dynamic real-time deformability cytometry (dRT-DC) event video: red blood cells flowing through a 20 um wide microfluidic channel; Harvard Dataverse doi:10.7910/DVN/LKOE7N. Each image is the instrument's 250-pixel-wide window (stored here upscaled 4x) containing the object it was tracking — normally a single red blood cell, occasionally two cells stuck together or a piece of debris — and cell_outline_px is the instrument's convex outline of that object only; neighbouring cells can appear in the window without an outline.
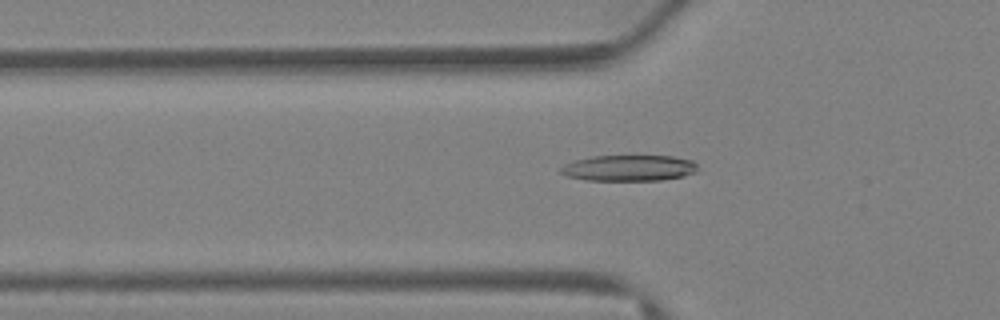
{"species": "Egyptian fruit bat (a non-hibernating species)", "species_latin": "Rousettus aegyptiacus", "temperature_condition": "warm", "stored_images_in_passage": 39, "camera_frame_rate_fps": 3000, "um_per_image_px": 0.085, "animal": {"sex": "female"}, "frame": {"image": 1, "passage_image": 14, "time_ms": 4.333, "image_size_px": [1000, 320], "cell_outline_px": [[696, 172], [684, 176], [660, 180], [588, 180], [568, 176], [560, 172], [560, 168], [564, 164], [576, 160], [592, 156], [672, 156], [692, 160], [696, 164]], "centroid_in_image_um": [53.47, 14.28], "position_along_channel_um": 72.3, "area_um2": 20.58}}
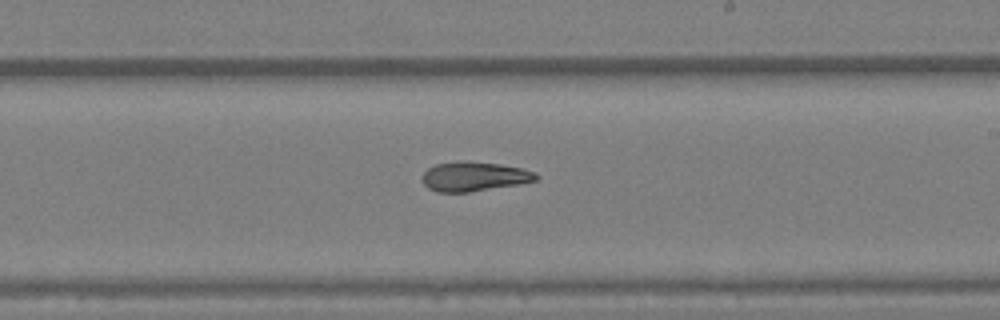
{"frame": {"image": 2, "passage_image": 24, "time_ms": 7.667, "image_size_px": [1000, 320], "cell_outline_px": [[540, 176], [536, 180], [520, 184], [468, 192], [436, 192], [428, 188], [420, 180], [420, 176], [428, 168], [436, 164], [464, 160], [500, 164], [520, 168], [536, 172]], "centroid_in_image_um": [40.27, 15.0], "position_along_channel_um": 248.7, "area_um2": 19.71}}
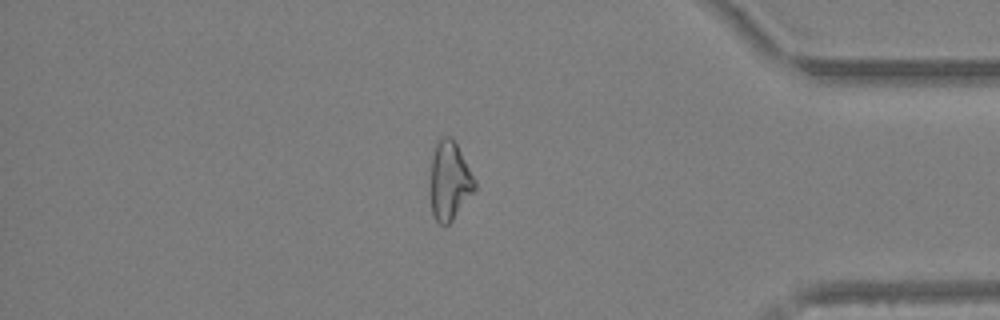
{"frame": {"image": 3, "passage_image": 34, "time_ms": 11.0, "image_size_px": [1000, 320], "cell_outline_px": [[476, 188], [452, 220], [448, 224], [440, 224], [432, 216], [428, 188], [428, 184], [432, 156], [436, 144], [440, 136], [452, 136], [476, 180]], "centroid_in_image_um": [38.16, 15.36], "position_along_channel_um": 397.0, "area_um2": 20.81}}